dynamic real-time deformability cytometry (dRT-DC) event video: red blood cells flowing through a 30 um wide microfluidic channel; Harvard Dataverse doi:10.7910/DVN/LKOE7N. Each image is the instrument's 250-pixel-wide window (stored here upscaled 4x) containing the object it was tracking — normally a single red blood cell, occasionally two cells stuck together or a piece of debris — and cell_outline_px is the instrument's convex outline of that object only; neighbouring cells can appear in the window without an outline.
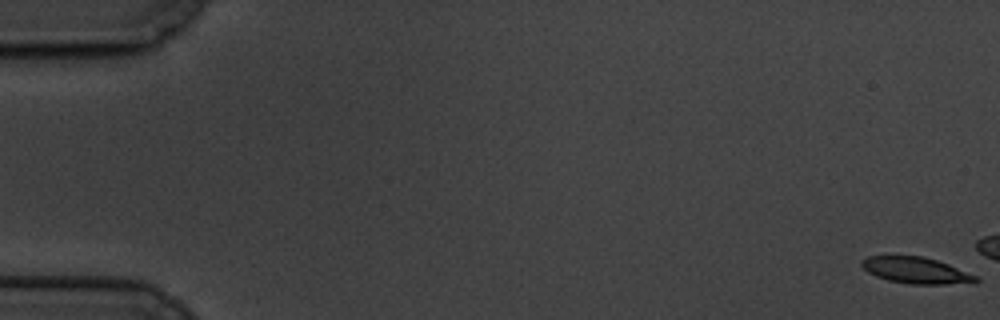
{"species": "common noctule bat (a hibernating species)", "species_latin": "Nyctalus noctula", "temperature_condition": "cold", "stored_images_in_passage": 5, "camera_frame_rate_fps": 3000, "um_per_image_px": 0.085, "animal": {"sex": "male", "body_mass_g": 19.5, "forearm_length_mm": 54.6}, "frame": {"image": 1, "passage_image": 1, "time_ms": 0.0, "image_size_px": [1000, 320], "cell_outline_px": [[980, 280], [976, 284], [908, 284], [888, 280], [876, 276], [868, 272], [860, 264], [860, 260], [868, 256], [920, 256], [936, 260], [948, 264], [976, 276]], "centroid_in_image_um": [77.88, 23.0], "position_along_channel_um": 7.1, "area_um2": 17.57}}